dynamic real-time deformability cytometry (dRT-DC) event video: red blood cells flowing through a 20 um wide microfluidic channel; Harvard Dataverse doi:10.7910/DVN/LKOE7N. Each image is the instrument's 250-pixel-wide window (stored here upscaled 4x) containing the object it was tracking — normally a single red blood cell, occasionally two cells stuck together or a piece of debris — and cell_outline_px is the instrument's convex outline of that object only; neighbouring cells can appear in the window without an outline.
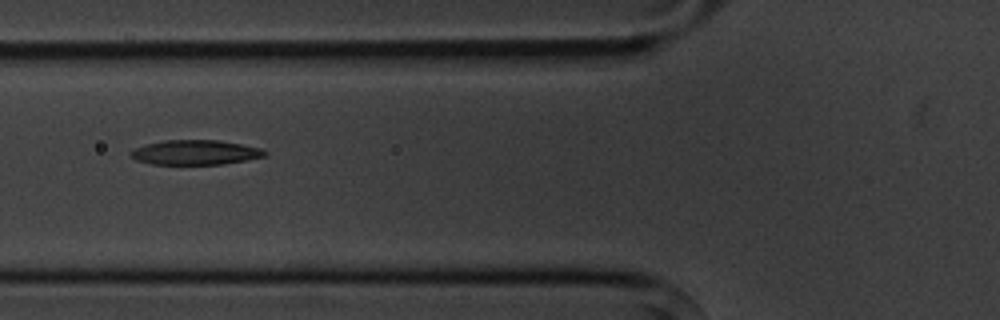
{"species": "common noctule bat (a hibernating species)", "species_latin": "Nyctalus noctula", "temperature_condition": "cold", "stored_images_in_passage": 10, "camera_frame_rate_fps": 3000, "um_per_image_px": 0.085, "animal": {"sex": "male", "body_mass_g": 20.1, "forearm_length_mm": 53.5}, "frame": {"image": 1, "passage_image": 5, "time_ms": 4.667, "image_size_px": [1000, 320], "cell_outline_px": [[268, 156], [220, 164], [152, 164], [136, 160], [128, 152], [136, 148], [148, 144], [164, 140], [216, 140], [240, 144], [260, 148], [268, 152]], "centroid_in_image_um": [16.61, 12.95], "position_along_channel_um": 109.2, "area_um2": 19.07}}
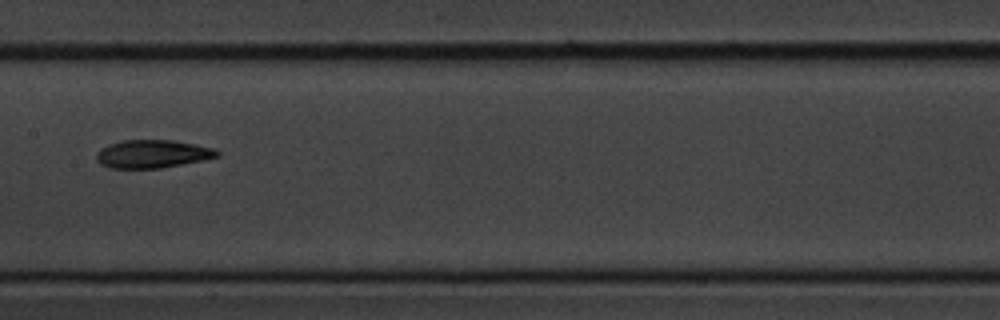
{"frame": {"image": 2, "passage_image": 7, "time_ms": 7.0, "image_size_px": [1000, 320], "cell_outline_px": [[220, 156], [204, 160], [160, 168], [108, 168], [100, 164], [96, 160], [96, 152], [108, 144], [120, 140], [172, 140], [196, 144], [216, 148], [220, 152]], "centroid_in_image_um": [12.97, 13.08], "position_along_channel_um": 194.4, "area_um2": 20.0}}
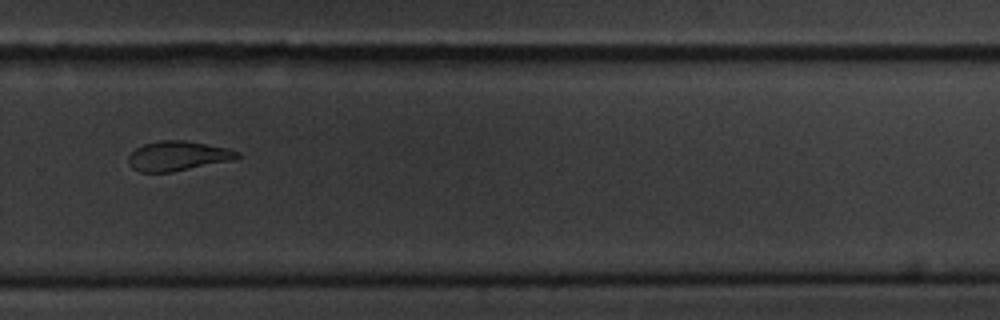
{"frame": {"image": 3, "passage_image": 10, "time_ms": 10.333, "image_size_px": [1000, 320], "cell_outline_px": [[240, 156], [232, 160], [172, 172], [140, 172], [132, 168], [128, 164], [128, 156], [136, 148], [144, 144], [160, 140], [184, 140], [228, 148], [240, 152]], "centroid_in_image_um": [15.09, 13.25], "position_along_channel_um": 314.7, "area_um2": 18.79}}